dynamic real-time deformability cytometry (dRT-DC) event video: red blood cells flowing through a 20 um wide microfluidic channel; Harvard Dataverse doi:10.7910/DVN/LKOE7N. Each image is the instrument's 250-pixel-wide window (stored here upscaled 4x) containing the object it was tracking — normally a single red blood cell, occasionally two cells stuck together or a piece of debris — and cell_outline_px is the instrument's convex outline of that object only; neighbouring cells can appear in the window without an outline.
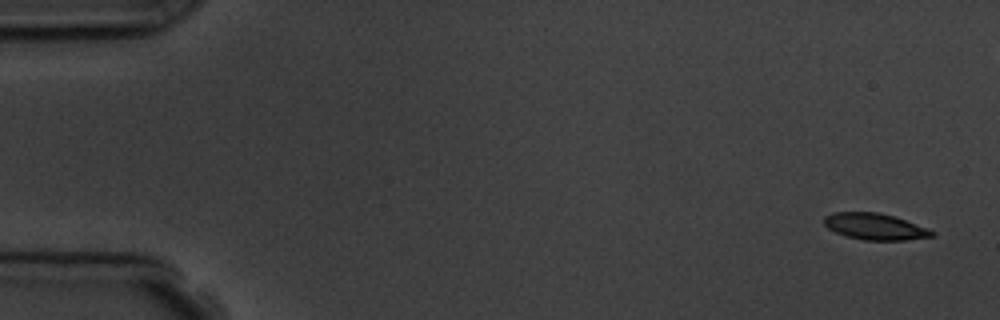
{"species": "common noctule bat (a hibernating species)", "species_latin": "Nyctalus noctula", "temperature_condition": "room temperature", "stored_images_in_passage": 5, "camera_frame_rate_fps": 3000, "um_per_image_px": 0.085, "animal": {"sex": "male", "body_mass_g": 19.5, "forearm_length_mm": 54.6}, "frame": {"image": 1, "passage_image": 1, "time_ms": 0.0, "image_size_px": [1000, 320], "cell_outline_px": [[936, 236], [908, 240], [864, 240], [848, 236], [836, 232], [828, 228], [824, 224], [824, 216], [832, 212], [876, 212], [892, 216], [928, 228], [936, 232]], "centroid_in_image_um": [74.39, 19.26], "position_along_channel_um": 10.6, "area_um2": 16.53}}